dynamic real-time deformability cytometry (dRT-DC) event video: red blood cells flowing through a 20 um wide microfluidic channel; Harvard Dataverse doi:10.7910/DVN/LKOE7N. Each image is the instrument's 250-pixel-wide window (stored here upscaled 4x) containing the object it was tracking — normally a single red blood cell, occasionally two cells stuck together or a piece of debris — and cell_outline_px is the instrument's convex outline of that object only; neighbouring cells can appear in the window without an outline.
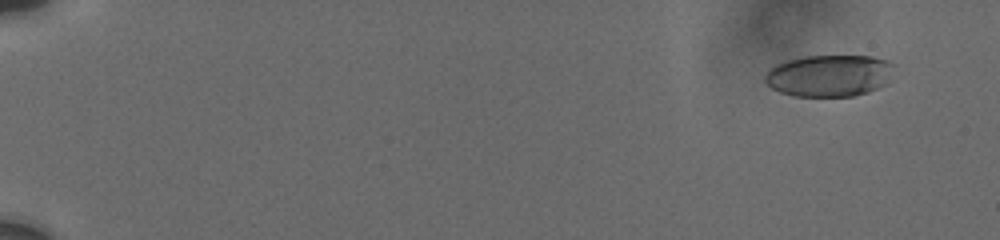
{"species": "human", "species_latin": "Homo sapiens", "temperature_condition": "cold", "stored_images_in_passage": 23, "camera_frame_rate_fps": 3000, "um_per_image_px": 0.085, "donor": {"sex": "male"}, "frame": {"image": 1, "passage_image": 3, "time_ms": 1.333, "image_size_px": [1000, 240], "cell_outline_px": [[892, 64], [888, 84], [868, 92], [852, 96], [792, 96], [780, 92], [772, 88], [764, 80], [764, 76], [776, 64], [788, 60], [804, 56], [872, 56], [888, 60]], "centroid_in_image_um": [70.49, 6.43], "position_along_channel_um": 14.5, "area_um2": 31.39}}
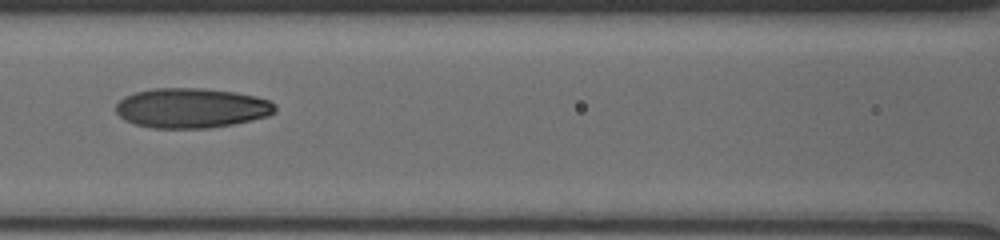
{"frame": {"image": 2, "passage_image": 14, "time_ms": 9.667, "image_size_px": [1000, 240], "cell_outline_px": [[276, 112], [268, 116], [252, 120], [232, 124], [208, 128], [152, 128], [136, 124], [124, 120], [116, 112], [116, 104], [124, 96], [136, 92], [152, 88], [204, 88], [236, 92], [256, 96], [268, 100], [276, 104]], "centroid_in_image_um": [16.29, 9.18], "position_along_channel_um": 150.3, "area_um2": 37.17}}
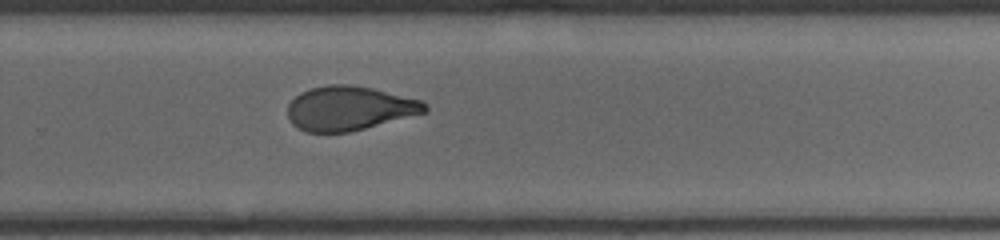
{"frame": {"image": 3, "passage_image": 23, "time_ms": 13.667, "image_size_px": [1000, 240], "cell_outline_px": [[428, 112], [348, 132], [308, 132], [292, 124], [288, 116], [288, 104], [300, 92], [312, 88], [328, 84], [352, 84], [372, 88], [424, 100], [428, 104]], "centroid_in_image_um": [29.73, 9.19], "position_along_channel_um": 300.1, "area_um2": 35.43}}